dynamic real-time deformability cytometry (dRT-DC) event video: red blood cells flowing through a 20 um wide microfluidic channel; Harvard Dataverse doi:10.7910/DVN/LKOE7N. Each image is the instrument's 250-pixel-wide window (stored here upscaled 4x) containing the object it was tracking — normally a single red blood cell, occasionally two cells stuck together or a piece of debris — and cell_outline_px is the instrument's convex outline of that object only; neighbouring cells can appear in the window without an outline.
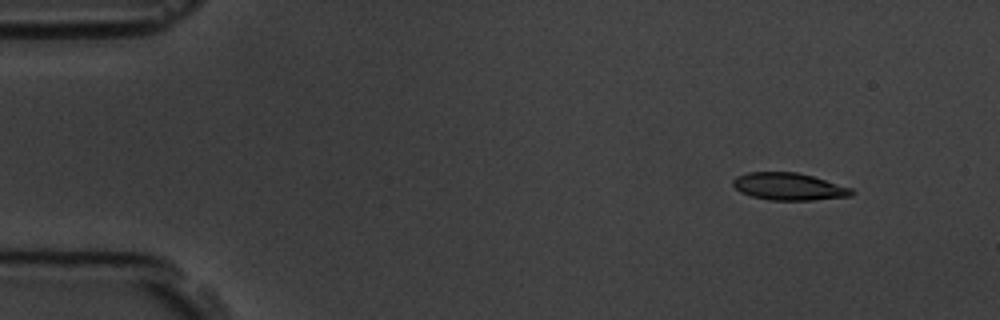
{"species": "common noctule bat (a hibernating species)", "species_latin": "Nyctalus noctula", "temperature_condition": "room temperature", "stored_images_in_passage": 5, "camera_frame_rate_fps": 3000, "um_per_image_px": 0.085, "animal": {"sex": "male", "body_mass_g": 19.5, "forearm_length_mm": 54.6}, "frame": {"image": 1, "passage_image": 2, "time_ms": 1.333, "image_size_px": [1000, 320], "cell_outline_px": [[856, 192], [852, 196], [812, 200], [768, 200], [752, 196], [740, 192], [732, 184], [732, 180], [736, 176], [748, 172], [796, 172], [812, 176], [852, 188]], "centroid_in_image_um": [67.05, 15.86], "position_along_channel_um": 17.9, "area_um2": 18.9}}
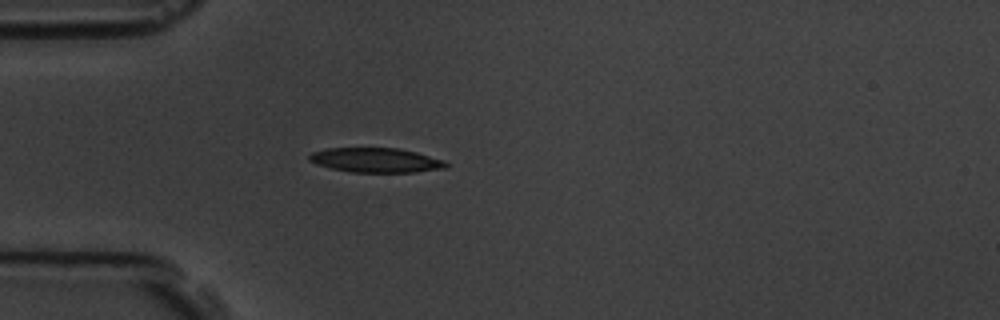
{"frame": {"image": 2, "passage_image": 5, "time_ms": 4.667, "image_size_px": [1000, 320], "cell_outline_px": [[448, 168], [416, 172], [352, 172], [332, 168], [316, 164], [308, 160], [308, 156], [312, 152], [324, 148], [400, 148], [416, 152], [444, 160], [448, 164]], "centroid_in_image_um": [31.96, 13.61], "position_along_channel_um": 53.0, "area_um2": 19.65}}